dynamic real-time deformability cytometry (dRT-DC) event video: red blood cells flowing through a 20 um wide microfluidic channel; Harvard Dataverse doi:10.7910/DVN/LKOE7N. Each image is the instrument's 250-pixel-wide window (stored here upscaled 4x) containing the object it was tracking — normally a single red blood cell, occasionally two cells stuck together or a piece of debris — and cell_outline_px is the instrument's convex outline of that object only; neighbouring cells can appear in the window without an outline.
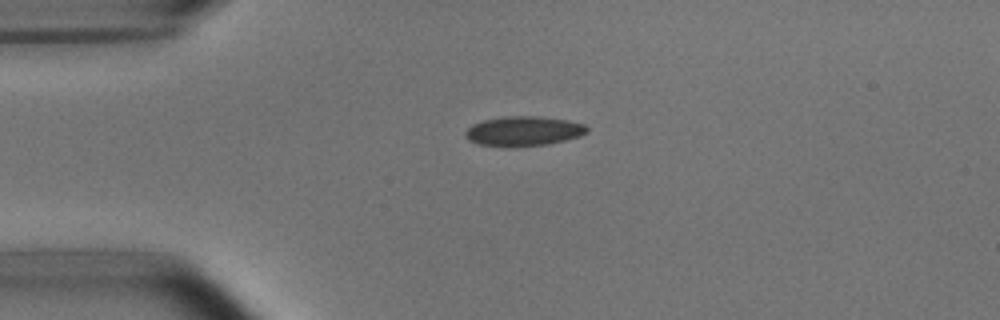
{"species": "common noctule bat (a hibernating species)", "species_latin": "Nyctalus noctula", "temperature_condition": "room temperature", "stored_images_in_passage": 3, "camera_frame_rate_fps": 3000, "um_per_image_px": 0.085, "animal": {"sex": "male", "body_mass_g": 15.6}, "frame": {"image": 1, "passage_image": 1, "time_ms": 0.0, "image_size_px": [1000, 320], "cell_outline_px": [[588, 132], [580, 136], [548, 144], [508, 148], [480, 144], [468, 140], [464, 136], [464, 132], [472, 124], [484, 120], [504, 116], [540, 116], [568, 120], [584, 124], [588, 128]], "centroid_in_image_um": [44.48, 11.15], "position_along_channel_um": 40.5, "area_um2": 21.33}}